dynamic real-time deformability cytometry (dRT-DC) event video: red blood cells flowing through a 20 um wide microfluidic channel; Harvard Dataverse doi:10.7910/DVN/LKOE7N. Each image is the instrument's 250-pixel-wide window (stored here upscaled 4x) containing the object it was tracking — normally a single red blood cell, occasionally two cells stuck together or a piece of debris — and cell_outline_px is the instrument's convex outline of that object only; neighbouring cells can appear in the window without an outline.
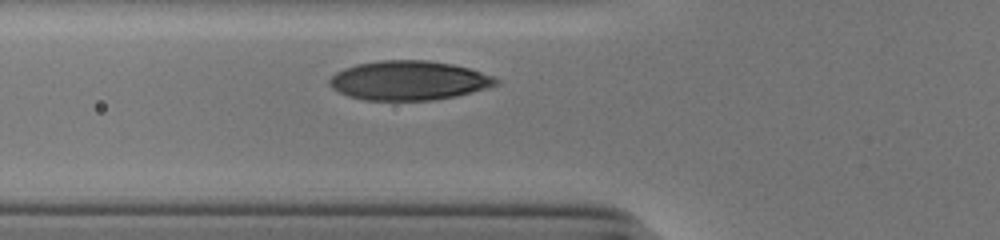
{"species": "human", "species_latin": "Homo sapiens", "temperature_condition": "cold", "stored_images_in_passage": 33, "camera_frame_rate_fps": 3000, "um_per_image_px": 0.085, "donor": {"sex": "male"}, "frame": {"image": 1, "passage_image": 10, "time_ms": 3.0, "image_size_px": [1000, 240], "cell_outline_px": [[500, 84], [456, 96], [432, 100], [364, 100], [348, 96], [332, 88], [328, 84], [328, 80], [336, 72], [344, 68], [356, 64], [380, 60], [428, 60], [452, 64], [468, 68], [492, 76], [500, 80]], "centroid_in_image_um": [34.72, 6.84], "position_along_channel_um": 91.1, "area_um2": 38.09}}
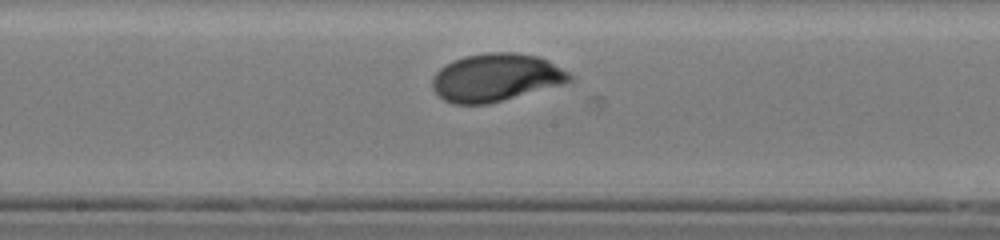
{"frame": {"image": 2, "passage_image": 19, "time_ms": 6.0, "image_size_px": [1000, 240], "cell_outline_px": [[572, 80], [560, 84], [488, 104], [452, 104], [444, 100], [432, 88], [432, 80], [436, 72], [444, 64], [452, 60], [464, 56], [488, 52], [516, 52], [540, 56], [548, 60], [568, 72], [572, 76]], "centroid_in_image_um": [42.11, 6.57], "position_along_channel_um": 206.1, "area_um2": 38.09}}
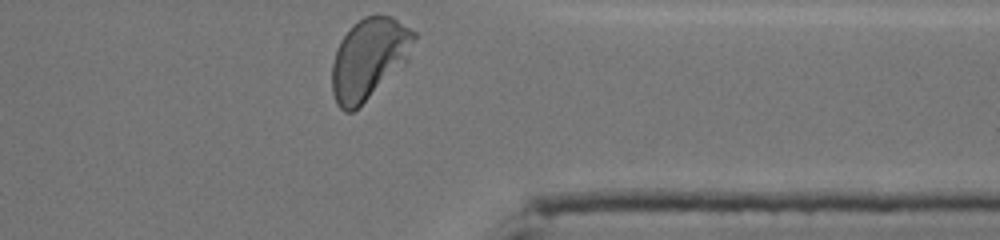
{"frame": {"image": 3, "passage_image": 33, "time_ms": 10.667, "image_size_px": [1000, 240], "cell_outline_px": [[416, 36], [408, 60], [404, 64], [352, 112], [344, 112], [336, 104], [332, 92], [332, 64], [340, 40], [352, 24], [364, 16], [392, 16], [416, 32]], "centroid_in_image_um": [31.35, 4.96], "position_along_channel_um": 380.1, "area_um2": 38.26}, "authors_computed_cell_mechanics": {"area_um2": 37.1076, "velocity_mm_per_s": 3.8445, "shape_relaxation_time_tau1_ms": 2.7216, "shape_relaxation_time_tau2_ms": null, "deformation_change_tau1": 0.1587, "deformation_change_tau2": null}}